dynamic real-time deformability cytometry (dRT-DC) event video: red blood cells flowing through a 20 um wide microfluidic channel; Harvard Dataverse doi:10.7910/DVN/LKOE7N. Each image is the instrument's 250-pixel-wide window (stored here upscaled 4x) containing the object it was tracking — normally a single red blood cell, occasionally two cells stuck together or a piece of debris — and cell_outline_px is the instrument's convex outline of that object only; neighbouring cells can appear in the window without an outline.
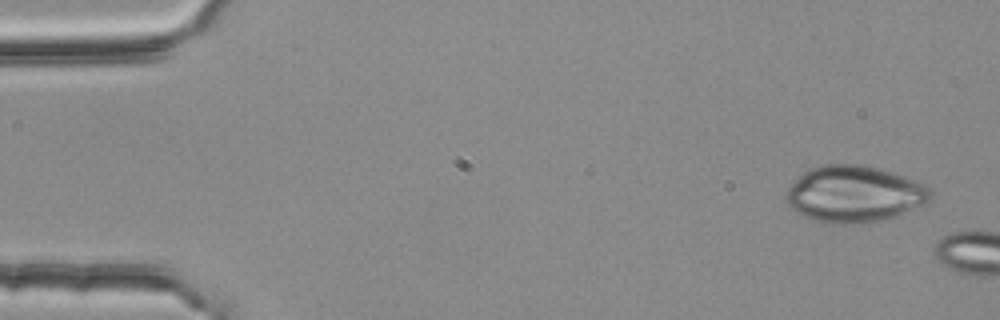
{"species": "common noctule bat (a hibernating species)", "species_latin": "Nyctalus noctula", "temperature_condition": "room temperature", "stored_images_in_passage": 3, "camera_frame_rate_fps": 3000, "um_per_image_px": 0.085, "animal": {"sex": "female", "body_mass_g": 25.1}, "frame": {"image": 1, "passage_image": 1, "time_ms": 0.0, "image_size_px": [1000, 320], "cell_outline_px": [[932, 196], [928, 200], [920, 204], [884, 220], [856, 224], [832, 224], [812, 220], [796, 212], [788, 204], [784, 196], [788, 188], [804, 172], [812, 168], [824, 164], [856, 164], [920, 180], [932, 192]], "centroid_in_image_um": [72.56, 16.51], "position_along_channel_um": 12.4, "area_um2": 46.99}}